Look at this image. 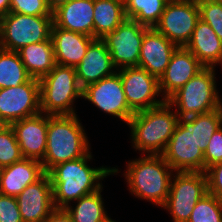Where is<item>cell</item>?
I'll use <instances>...</instances> for the list:
<instances>
[{
    "instance_id": "cell-30",
    "label": "cell",
    "mask_w": 222,
    "mask_h": 222,
    "mask_svg": "<svg viewBox=\"0 0 222 222\" xmlns=\"http://www.w3.org/2000/svg\"><path fill=\"white\" fill-rule=\"evenodd\" d=\"M23 158L15 132L8 125L0 132V169L21 161Z\"/></svg>"
},
{
    "instance_id": "cell-2",
    "label": "cell",
    "mask_w": 222,
    "mask_h": 222,
    "mask_svg": "<svg viewBox=\"0 0 222 222\" xmlns=\"http://www.w3.org/2000/svg\"><path fill=\"white\" fill-rule=\"evenodd\" d=\"M89 151L85 156L53 166L47 174L50 177L55 209H65L82 196L103 188L102 181L109 175L119 173L115 167H90L93 158Z\"/></svg>"
},
{
    "instance_id": "cell-19",
    "label": "cell",
    "mask_w": 222,
    "mask_h": 222,
    "mask_svg": "<svg viewBox=\"0 0 222 222\" xmlns=\"http://www.w3.org/2000/svg\"><path fill=\"white\" fill-rule=\"evenodd\" d=\"M94 0H68L53 10L59 28L94 37Z\"/></svg>"
},
{
    "instance_id": "cell-1",
    "label": "cell",
    "mask_w": 222,
    "mask_h": 222,
    "mask_svg": "<svg viewBox=\"0 0 222 222\" xmlns=\"http://www.w3.org/2000/svg\"><path fill=\"white\" fill-rule=\"evenodd\" d=\"M222 126V107L180 118L161 156L175 172H204V152L212 135Z\"/></svg>"
},
{
    "instance_id": "cell-21",
    "label": "cell",
    "mask_w": 222,
    "mask_h": 222,
    "mask_svg": "<svg viewBox=\"0 0 222 222\" xmlns=\"http://www.w3.org/2000/svg\"><path fill=\"white\" fill-rule=\"evenodd\" d=\"M51 39L54 45L55 62L58 65L76 68L84 58L89 45L95 40L74 31L52 25Z\"/></svg>"
},
{
    "instance_id": "cell-38",
    "label": "cell",
    "mask_w": 222,
    "mask_h": 222,
    "mask_svg": "<svg viewBox=\"0 0 222 222\" xmlns=\"http://www.w3.org/2000/svg\"><path fill=\"white\" fill-rule=\"evenodd\" d=\"M68 0H46L51 10H55L59 5L66 3Z\"/></svg>"
},
{
    "instance_id": "cell-27",
    "label": "cell",
    "mask_w": 222,
    "mask_h": 222,
    "mask_svg": "<svg viewBox=\"0 0 222 222\" xmlns=\"http://www.w3.org/2000/svg\"><path fill=\"white\" fill-rule=\"evenodd\" d=\"M30 78L18 52L0 48V89L17 87Z\"/></svg>"
},
{
    "instance_id": "cell-12",
    "label": "cell",
    "mask_w": 222,
    "mask_h": 222,
    "mask_svg": "<svg viewBox=\"0 0 222 222\" xmlns=\"http://www.w3.org/2000/svg\"><path fill=\"white\" fill-rule=\"evenodd\" d=\"M82 98L87 99L102 112L118 117L126 124L135 114L126 101L123 84L117 71L111 76L85 86L82 89Z\"/></svg>"
},
{
    "instance_id": "cell-37",
    "label": "cell",
    "mask_w": 222,
    "mask_h": 222,
    "mask_svg": "<svg viewBox=\"0 0 222 222\" xmlns=\"http://www.w3.org/2000/svg\"><path fill=\"white\" fill-rule=\"evenodd\" d=\"M10 12V0H0V19Z\"/></svg>"
},
{
    "instance_id": "cell-15",
    "label": "cell",
    "mask_w": 222,
    "mask_h": 222,
    "mask_svg": "<svg viewBox=\"0 0 222 222\" xmlns=\"http://www.w3.org/2000/svg\"><path fill=\"white\" fill-rule=\"evenodd\" d=\"M23 222H44L55 209L50 177L45 173L16 197Z\"/></svg>"
},
{
    "instance_id": "cell-13",
    "label": "cell",
    "mask_w": 222,
    "mask_h": 222,
    "mask_svg": "<svg viewBox=\"0 0 222 222\" xmlns=\"http://www.w3.org/2000/svg\"><path fill=\"white\" fill-rule=\"evenodd\" d=\"M40 112L38 79L30 78L17 87L0 89V117L7 125Z\"/></svg>"
},
{
    "instance_id": "cell-16",
    "label": "cell",
    "mask_w": 222,
    "mask_h": 222,
    "mask_svg": "<svg viewBox=\"0 0 222 222\" xmlns=\"http://www.w3.org/2000/svg\"><path fill=\"white\" fill-rule=\"evenodd\" d=\"M203 68L204 65L186 47H177L159 79L161 97L168 100Z\"/></svg>"
},
{
    "instance_id": "cell-33",
    "label": "cell",
    "mask_w": 222,
    "mask_h": 222,
    "mask_svg": "<svg viewBox=\"0 0 222 222\" xmlns=\"http://www.w3.org/2000/svg\"><path fill=\"white\" fill-rule=\"evenodd\" d=\"M222 161V126L212 135L204 152V172L213 164Z\"/></svg>"
},
{
    "instance_id": "cell-36",
    "label": "cell",
    "mask_w": 222,
    "mask_h": 222,
    "mask_svg": "<svg viewBox=\"0 0 222 222\" xmlns=\"http://www.w3.org/2000/svg\"><path fill=\"white\" fill-rule=\"evenodd\" d=\"M44 222H73L65 209H54Z\"/></svg>"
},
{
    "instance_id": "cell-28",
    "label": "cell",
    "mask_w": 222,
    "mask_h": 222,
    "mask_svg": "<svg viewBox=\"0 0 222 222\" xmlns=\"http://www.w3.org/2000/svg\"><path fill=\"white\" fill-rule=\"evenodd\" d=\"M167 0H128L125 14L128 19H133L146 27H154L167 4Z\"/></svg>"
},
{
    "instance_id": "cell-6",
    "label": "cell",
    "mask_w": 222,
    "mask_h": 222,
    "mask_svg": "<svg viewBox=\"0 0 222 222\" xmlns=\"http://www.w3.org/2000/svg\"><path fill=\"white\" fill-rule=\"evenodd\" d=\"M41 112L50 116L75 115L74 102L82 98V88L74 67L56 64L39 80Z\"/></svg>"
},
{
    "instance_id": "cell-23",
    "label": "cell",
    "mask_w": 222,
    "mask_h": 222,
    "mask_svg": "<svg viewBox=\"0 0 222 222\" xmlns=\"http://www.w3.org/2000/svg\"><path fill=\"white\" fill-rule=\"evenodd\" d=\"M204 67L222 66V41L212 28L201 19L193 30L190 41L185 46Z\"/></svg>"
},
{
    "instance_id": "cell-34",
    "label": "cell",
    "mask_w": 222,
    "mask_h": 222,
    "mask_svg": "<svg viewBox=\"0 0 222 222\" xmlns=\"http://www.w3.org/2000/svg\"><path fill=\"white\" fill-rule=\"evenodd\" d=\"M0 222H23L16 197L0 194Z\"/></svg>"
},
{
    "instance_id": "cell-25",
    "label": "cell",
    "mask_w": 222,
    "mask_h": 222,
    "mask_svg": "<svg viewBox=\"0 0 222 222\" xmlns=\"http://www.w3.org/2000/svg\"><path fill=\"white\" fill-rule=\"evenodd\" d=\"M124 4L116 0H94V38L102 39L125 19Z\"/></svg>"
},
{
    "instance_id": "cell-11",
    "label": "cell",
    "mask_w": 222,
    "mask_h": 222,
    "mask_svg": "<svg viewBox=\"0 0 222 222\" xmlns=\"http://www.w3.org/2000/svg\"><path fill=\"white\" fill-rule=\"evenodd\" d=\"M148 28L126 18L114 31L102 38L116 70L138 66L142 40Z\"/></svg>"
},
{
    "instance_id": "cell-40",
    "label": "cell",
    "mask_w": 222,
    "mask_h": 222,
    "mask_svg": "<svg viewBox=\"0 0 222 222\" xmlns=\"http://www.w3.org/2000/svg\"><path fill=\"white\" fill-rule=\"evenodd\" d=\"M116 1L121 2L122 4L125 5V3H126L128 0H116Z\"/></svg>"
},
{
    "instance_id": "cell-29",
    "label": "cell",
    "mask_w": 222,
    "mask_h": 222,
    "mask_svg": "<svg viewBox=\"0 0 222 222\" xmlns=\"http://www.w3.org/2000/svg\"><path fill=\"white\" fill-rule=\"evenodd\" d=\"M188 222H222V200L205 194L195 205Z\"/></svg>"
},
{
    "instance_id": "cell-20",
    "label": "cell",
    "mask_w": 222,
    "mask_h": 222,
    "mask_svg": "<svg viewBox=\"0 0 222 222\" xmlns=\"http://www.w3.org/2000/svg\"><path fill=\"white\" fill-rule=\"evenodd\" d=\"M75 69L78 84L82 89L102 78L113 75L117 71L102 39H95L89 45L84 58Z\"/></svg>"
},
{
    "instance_id": "cell-24",
    "label": "cell",
    "mask_w": 222,
    "mask_h": 222,
    "mask_svg": "<svg viewBox=\"0 0 222 222\" xmlns=\"http://www.w3.org/2000/svg\"><path fill=\"white\" fill-rule=\"evenodd\" d=\"M17 52L31 78L40 80L50 73L56 65L51 38L47 41L26 45Z\"/></svg>"
},
{
    "instance_id": "cell-5",
    "label": "cell",
    "mask_w": 222,
    "mask_h": 222,
    "mask_svg": "<svg viewBox=\"0 0 222 222\" xmlns=\"http://www.w3.org/2000/svg\"><path fill=\"white\" fill-rule=\"evenodd\" d=\"M126 164L128 190L138 199L162 207L167 200L175 171L161 155H142Z\"/></svg>"
},
{
    "instance_id": "cell-14",
    "label": "cell",
    "mask_w": 222,
    "mask_h": 222,
    "mask_svg": "<svg viewBox=\"0 0 222 222\" xmlns=\"http://www.w3.org/2000/svg\"><path fill=\"white\" fill-rule=\"evenodd\" d=\"M123 84L126 101L134 111L151 109L162 104L159 80L141 67H127L117 70Z\"/></svg>"
},
{
    "instance_id": "cell-4",
    "label": "cell",
    "mask_w": 222,
    "mask_h": 222,
    "mask_svg": "<svg viewBox=\"0 0 222 222\" xmlns=\"http://www.w3.org/2000/svg\"><path fill=\"white\" fill-rule=\"evenodd\" d=\"M77 114L48 115L47 146L41 161L44 172L53 166L85 156L90 150L88 136Z\"/></svg>"
},
{
    "instance_id": "cell-9",
    "label": "cell",
    "mask_w": 222,
    "mask_h": 222,
    "mask_svg": "<svg viewBox=\"0 0 222 222\" xmlns=\"http://www.w3.org/2000/svg\"><path fill=\"white\" fill-rule=\"evenodd\" d=\"M208 193L205 172H175L166 202L173 222H188L197 202Z\"/></svg>"
},
{
    "instance_id": "cell-8",
    "label": "cell",
    "mask_w": 222,
    "mask_h": 222,
    "mask_svg": "<svg viewBox=\"0 0 222 222\" xmlns=\"http://www.w3.org/2000/svg\"><path fill=\"white\" fill-rule=\"evenodd\" d=\"M53 16H32L7 13L0 19V48L19 51L32 43L51 38Z\"/></svg>"
},
{
    "instance_id": "cell-42",
    "label": "cell",
    "mask_w": 222,
    "mask_h": 222,
    "mask_svg": "<svg viewBox=\"0 0 222 222\" xmlns=\"http://www.w3.org/2000/svg\"><path fill=\"white\" fill-rule=\"evenodd\" d=\"M107 222H116V221L110 218Z\"/></svg>"
},
{
    "instance_id": "cell-18",
    "label": "cell",
    "mask_w": 222,
    "mask_h": 222,
    "mask_svg": "<svg viewBox=\"0 0 222 222\" xmlns=\"http://www.w3.org/2000/svg\"><path fill=\"white\" fill-rule=\"evenodd\" d=\"M177 47L154 27L148 28L142 40L138 67L159 80Z\"/></svg>"
},
{
    "instance_id": "cell-26",
    "label": "cell",
    "mask_w": 222,
    "mask_h": 222,
    "mask_svg": "<svg viewBox=\"0 0 222 222\" xmlns=\"http://www.w3.org/2000/svg\"><path fill=\"white\" fill-rule=\"evenodd\" d=\"M102 189L82 196L75 206L68 205L65 208L73 222H107L111 218L105 211Z\"/></svg>"
},
{
    "instance_id": "cell-35",
    "label": "cell",
    "mask_w": 222,
    "mask_h": 222,
    "mask_svg": "<svg viewBox=\"0 0 222 222\" xmlns=\"http://www.w3.org/2000/svg\"><path fill=\"white\" fill-rule=\"evenodd\" d=\"M205 174L208 193L222 200V161L208 167Z\"/></svg>"
},
{
    "instance_id": "cell-31",
    "label": "cell",
    "mask_w": 222,
    "mask_h": 222,
    "mask_svg": "<svg viewBox=\"0 0 222 222\" xmlns=\"http://www.w3.org/2000/svg\"><path fill=\"white\" fill-rule=\"evenodd\" d=\"M200 19L207 23L222 41V4L213 0H197Z\"/></svg>"
},
{
    "instance_id": "cell-32",
    "label": "cell",
    "mask_w": 222,
    "mask_h": 222,
    "mask_svg": "<svg viewBox=\"0 0 222 222\" xmlns=\"http://www.w3.org/2000/svg\"><path fill=\"white\" fill-rule=\"evenodd\" d=\"M10 12L32 16H53L46 0H10Z\"/></svg>"
},
{
    "instance_id": "cell-39",
    "label": "cell",
    "mask_w": 222,
    "mask_h": 222,
    "mask_svg": "<svg viewBox=\"0 0 222 222\" xmlns=\"http://www.w3.org/2000/svg\"><path fill=\"white\" fill-rule=\"evenodd\" d=\"M7 123L0 117V132L7 127Z\"/></svg>"
},
{
    "instance_id": "cell-10",
    "label": "cell",
    "mask_w": 222,
    "mask_h": 222,
    "mask_svg": "<svg viewBox=\"0 0 222 222\" xmlns=\"http://www.w3.org/2000/svg\"><path fill=\"white\" fill-rule=\"evenodd\" d=\"M199 20L197 0L168 1L154 28L178 47H185Z\"/></svg>"
},
{
    "instance_id": "cell-41",
    "label": "cell",
    "mask_w": 222,
    "mask_h": 222,
    "mask_svg": "<svg viewBox=\"0 0 222 222\" xmlns=\"http://www.w3.org/2000/svg\"><path fill=\"white\" fill-rule=\"evenodd\" d=\"M213 1H215V2H217V3H221V4H222V0H213Z\"/></svg>"
},
{
    "instance_id": "cell-22",
    "label": "cell",
    "mask_w": 222,
    "mask_h": 222,
    "mask_svg": "<svg viewBox=\"0 0 222 222\" xmlns=\"http://www.w3.org/2000/svg\"><path fill=\"white\" fill-rule=\"evenodd\" d=\"M45 174L42 162L23 158L0 169V194L17 197Z\"/></svg>"
},
{
    "instance_id": "cell-17",
    "label": "cell",
    "mask_w": 222,
    "mask_h": 222,
    "mask_svg": "<svg viewBox=\"0 0 222 222\" xmlns=\"http://www.w3.org/2000/svg\"><path fill=\"white\" fill-rule=\"evenodd\" d=\"M10 126L15 132L22 156L42 161L47 146L48 115L40 112Z\"/></svg>"
},
{
    "instance_id": "cell-7",
    "label": "cell",
    "mask_w": 222,
    "mask_h": 222,
    "mask_svg": "<svg viewBox=\"0 0 222 222\" xmlns=\"http://www.w3.org/2000/svg\"><path fill=\"white\" fill-rule=\"evenodd\" d=\"M215 67H204L167 101L175 108L179 118L204 114L222 107L216 88ZM218 90V91H217Z\"/></svg>"
},
{
    "instance_id": "cell-3",
    "label": "cell",
    "mask_w": 222,
    "mask_h": 222,
    "mask_svg": "<svg viewBox=\"0 0 222 222\" xmlns=\"http://www.w3.org/2000/svg\"><path fill=\"white\" fill-rule=\"evenodd\" d=\"M165 100L151 109L135 112L128 121L135 151L143 155H161L179 124V116Z\"/></svg>"
}]
</instances>
